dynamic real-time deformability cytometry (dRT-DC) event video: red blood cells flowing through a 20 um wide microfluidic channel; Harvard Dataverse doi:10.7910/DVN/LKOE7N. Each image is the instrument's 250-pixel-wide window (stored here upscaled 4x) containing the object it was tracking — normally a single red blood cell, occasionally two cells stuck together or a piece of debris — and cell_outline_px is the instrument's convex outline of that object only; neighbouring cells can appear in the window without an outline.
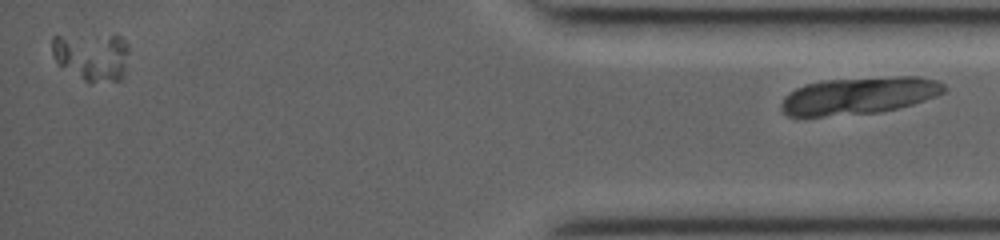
{"species": "common noctule bat (a hibernating species)", "species_latin": "Nyctalus noctula", "temperature_condition": "room temperature", "stored_images_in_passage": 33, "segment_of_instrument_passage": [2, 2], "camera_frame_rate_fps": 3000, "um_per_image_px": 0.085, "animal": {"sex": "female", "body_mass_g": 19.0, "forearm_length_mm": 53.3}, "frame": {"image": 1, "passage_image": 33, "time_ms": 11.667, "image_size_px": [1000, 240], "cell_outline_px": [[948, 88], [944, 92], [936, 96], [912, 104], [880, 112], [824, 116], [788, 116], [780, 108], [780, 104], [784, 96], [796, 88], [820, 80], [892, 76], [920, 76], [940, 80]], "centroid_in_image_um": [73.04, 8.11], "position_along_channel_um": 362.2, "area_um2": 35.6}}